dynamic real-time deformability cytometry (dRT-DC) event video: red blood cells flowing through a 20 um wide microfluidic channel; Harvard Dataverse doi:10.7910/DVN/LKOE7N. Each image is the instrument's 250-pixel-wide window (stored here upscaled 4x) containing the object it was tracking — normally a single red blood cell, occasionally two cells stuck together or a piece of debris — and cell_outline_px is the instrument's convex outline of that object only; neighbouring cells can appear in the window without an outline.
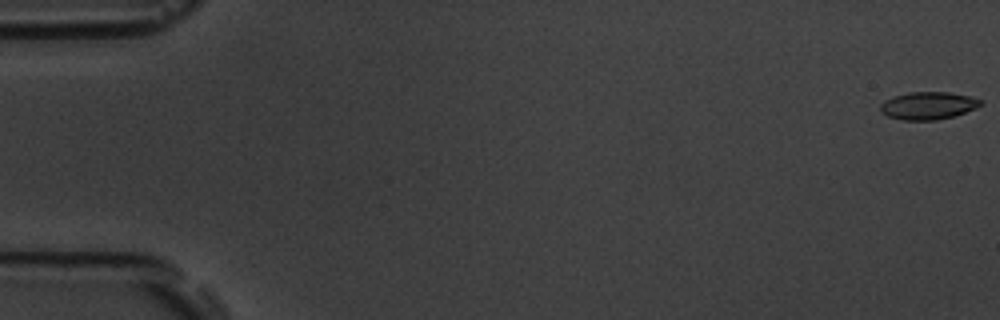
{"species": "common noctule bat (a hibernating species)", "species_latin": "Nyctalus noctula", "temperature_condition": "room temperature", "stored_images_in_passage": 55, "camera_frame_rate_fps": 3000, "um_per_image_px": 0.085, "animal": {"sex": "male", "body_mass_g": 19.5, "forearm_length_mm": 54.6}, "frame": {"image": 1, "passage_image": 1, "time_ms": 0.0, "image_size_px": [1000, 320], "cell_outline_px": [[984, 104], [976, 108], [952, 116], [936, 120], [904, 120], [888, 116], [880, 112], [880, 104], [884, 100], [892, 96], [908, 92], [948, 92], [968, 96], [980, 100]], "centroid_in_image_um": [78.84, 8.97], "position_along_channel_um": 6.2, "area_um2": 16.07}}
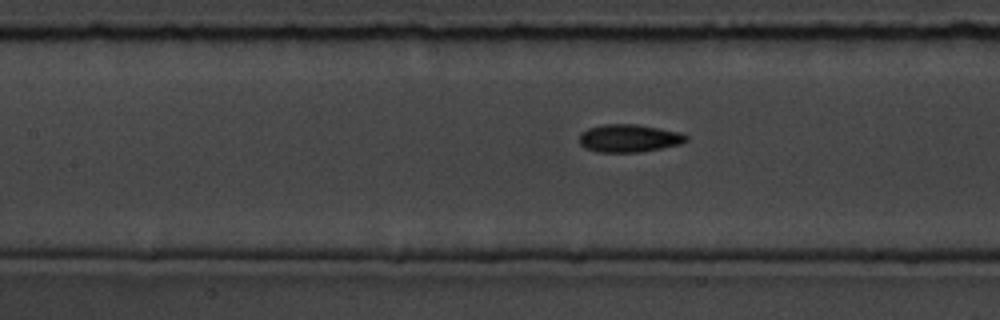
{"frame": {"image": 2, "passage_image": 25, "time_ms": 8.0, "image_size_px": [1000, 320], "cell_outline_px": [[688, 140], [680, 144], [640, 152], [596, 152], [584, 148], [580, 144], [580, 132], [588, 128], [604, 124], [636, 124], [660, 128], [680, 132], [688, 136]], "centroid_in_image_um": [53.45, 11.75], "position_along_channel_um": 154.0, "area_um2": 17.4}}
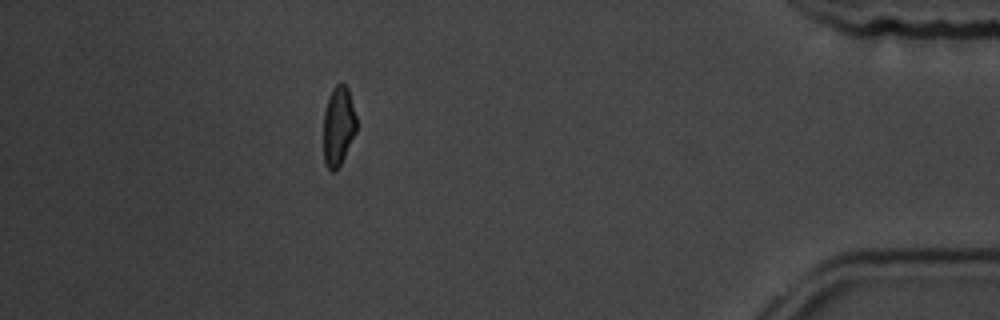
{"frame": {"image": 3, "passage_image": 49, "time_ms": 16.0, "image_size_px": [1000, 320], "cell_outline_px": [[356, 132], [336, 172], [332, 172], [324, 164], [324, 112], [328, 96], [332, 88], [340, 80], [348, 88], [356, 116]], "centroid_in_image_um": [28.75, 10.68], "position_along_channel_um": 406.4, "area_um2": 15.37}}